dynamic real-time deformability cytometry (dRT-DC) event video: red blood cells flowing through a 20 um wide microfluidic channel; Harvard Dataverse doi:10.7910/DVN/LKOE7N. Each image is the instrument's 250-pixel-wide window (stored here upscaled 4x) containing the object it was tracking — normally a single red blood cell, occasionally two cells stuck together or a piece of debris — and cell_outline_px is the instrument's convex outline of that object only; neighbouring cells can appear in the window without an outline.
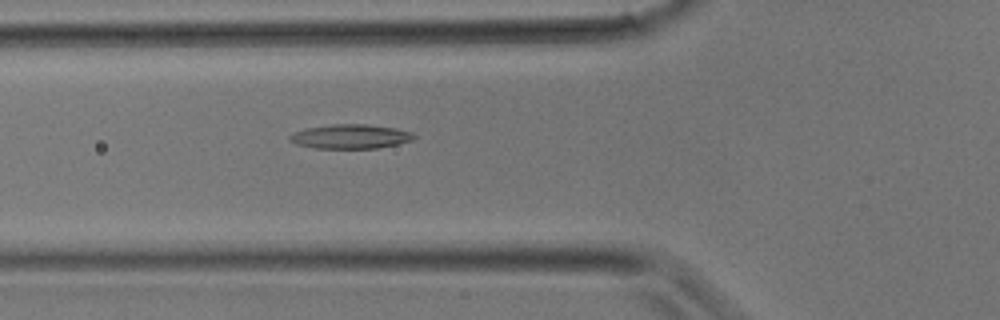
{"species": "common noctule bat (a hibernating species)", "species_latin": "Nyctalus noctula", "temperature_condition": "room temperature", "stored_images_in_passage": 25, "camera_frame_rate_fps": 3000, "um_per_image_px": 0.085, "animal": {"sex": "male", "body_mass_g": 17.9}, "frame": {"image": 1, "passage_image": 7, "time_ms": 2.0, "image_size_px": [1000, 320], "cell_outline_px": [[416, 136], [412, 140], [396, 144], [376, 148], [316, 148], [296, 144], [288, 140], [288, 136], [296, 132], [308, 128], [332, 124], [364, 124], [396, 128], [412, 132]], "centroid_in_image_um": [29.79, 11.6], "position_along_channel_um": 96.0, "area_um2": 17.4}}
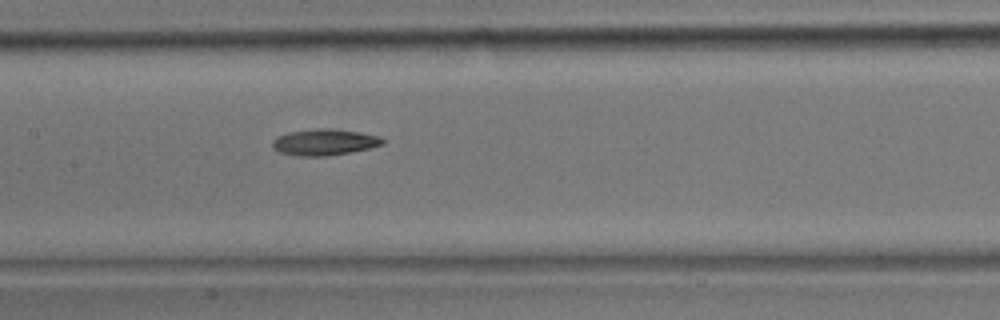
{"frame": {"image": 2, "passage_image": 11, "time_ms": 3.333, "image_size_px": [1000, 320], "cell_outline_px": [[384, 144], [372, 148], [328, 156], [296, 156], [280, 152], [272, 148], [272, 140], [276, 136], [288, 132], [316, 128], [332, 128], [380, 136], [384, 140]], "centroid_in_image_um": [27.55, 12.08], "position_along_channel_um": 179.9, "area_um2": 17.05}}
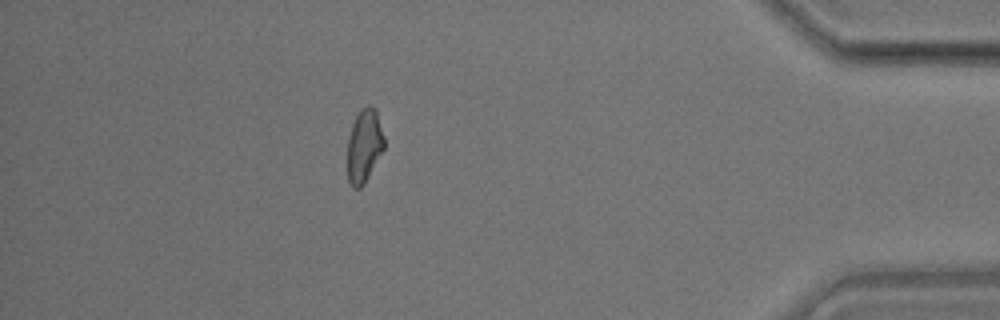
{"frame": {"image": 3, "passage_image": 24, "time_ms": 7.667, "image_size_px": [1000, 320], "cell_outline_px": [[384, 148], [364, 184], [360, 188], [352, 188], [348, 180], [348, 136], [352, 124], [360, 108], [368, 104], [376, 108], [384, 136]], "centroid_in_image_um": [30.96, 12.36], "position_along_channel_um": 404.2, "area_um2": 15.78}}